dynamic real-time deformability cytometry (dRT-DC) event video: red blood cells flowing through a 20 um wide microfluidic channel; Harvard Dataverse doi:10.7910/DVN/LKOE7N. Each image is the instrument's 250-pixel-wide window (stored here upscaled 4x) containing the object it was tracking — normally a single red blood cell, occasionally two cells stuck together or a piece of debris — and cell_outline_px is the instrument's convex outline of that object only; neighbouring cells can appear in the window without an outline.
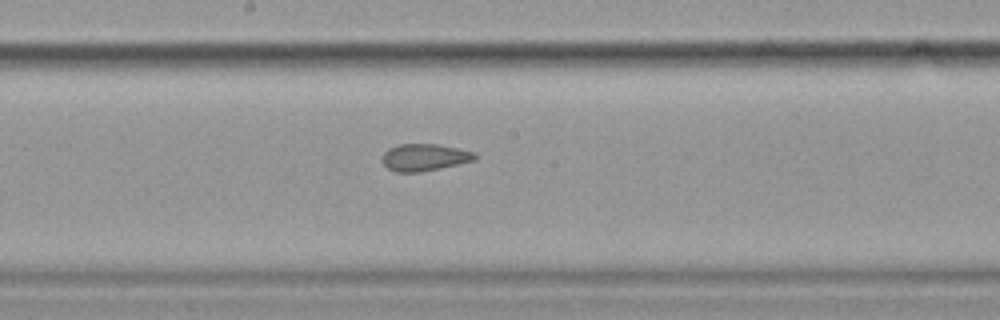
{"species": "common noctule bat (a hibernating species)", "species_latin": "Nyctalus noctula", "temperature_condition": "cold", "stored_images_in_passage": 6, "camera_frame_rate_fps": 3000, "um_per_image_px": 0.085, "animal": {"sex": "female", "body_mass_g": 19.9}, "frame": {"image": 1, "passage_image": 6, "time_ms": 1.667, "image_size_px": [1000, 320], "cell_outline_px": [[476, 160], [440, 168], [420, 172], [396, 172], [388, 168], [380, 160], [384, 152], [388, 148], [400, 144], [436, 144], [476, 152]], "centroid_in_image_um": [36.06, 13.37], "position_along_channel_um": 212.1, "area_um2": 14.62}}